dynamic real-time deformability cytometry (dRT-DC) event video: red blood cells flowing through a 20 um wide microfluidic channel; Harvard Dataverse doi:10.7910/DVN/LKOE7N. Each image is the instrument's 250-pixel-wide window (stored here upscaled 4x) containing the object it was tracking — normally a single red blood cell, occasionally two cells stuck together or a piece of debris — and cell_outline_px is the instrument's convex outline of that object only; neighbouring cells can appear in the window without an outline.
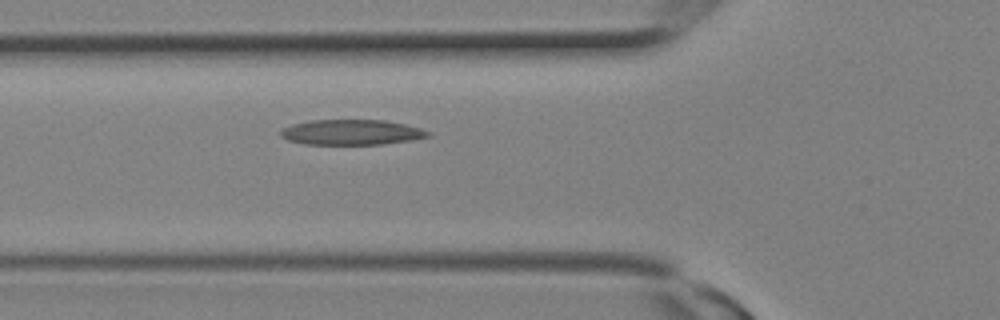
{"species": "Egyptian fruit bat (a non-hibernating species)", "species_latin": "Rousettus aegyptiacus", "temperature_condition": "room temperature", "stored_images_in_passage": 2, "camera_frame_rate_fps": 3000, "um_per_image_px": 0.085, "animal": {"sex": "female"}, "frame": {"image": 1, "passage_image": 2, "time_ms": 0.333, "image_size_px": [1000, 320], "cell_outline_px": [[428, 136], [412, 140], [380, 144], [304, 144], [288, 140], [280, 136], [280, 132], [284, 128], [292, 124], [308, 120], [384, 120], [404, 124], [420, 128], [428, 132]], "centroid_in_image_um": [29.83, 11.24], "position_along_channel_um": 96.0, "area_um2": 21.5}}